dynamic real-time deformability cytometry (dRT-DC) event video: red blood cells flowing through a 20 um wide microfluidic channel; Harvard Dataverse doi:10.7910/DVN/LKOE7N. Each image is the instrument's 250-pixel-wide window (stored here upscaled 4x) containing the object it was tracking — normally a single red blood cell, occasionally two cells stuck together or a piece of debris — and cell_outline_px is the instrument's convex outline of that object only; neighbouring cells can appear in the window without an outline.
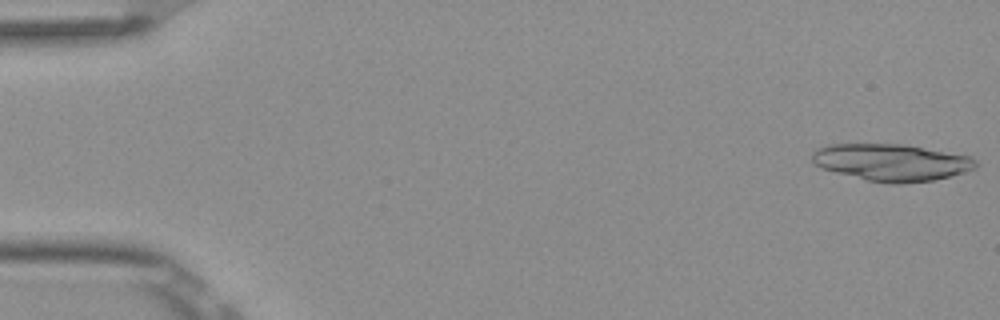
{"species": "Egyptian fruit bat (a non-hibernating species)", "species_latin": "Rousettus aegyptiacus", "temperature_condition": "room temperature", "stored_images_in_passage": 5, "camera_frame_rate_fps": 3000, "um_per_image_px": 0.085, "frame": {"image": 1, "passage_image": 1, "time_ms": 0.0, "image_size_px": [1000, 320], "cell_outline_px": [[976, 168], [952, 176], [932, 180], [904, 184], [892, 184], [868, 180], [820, 168], [812, 160], [812, 152], [816, 148], [828, 144], [904, 144], [968, 156], [976, 160]], "centroid_in_image_um": [75.75, 13.8], "position_along_channel_um": 9.2, "area_um2": 35.14}}